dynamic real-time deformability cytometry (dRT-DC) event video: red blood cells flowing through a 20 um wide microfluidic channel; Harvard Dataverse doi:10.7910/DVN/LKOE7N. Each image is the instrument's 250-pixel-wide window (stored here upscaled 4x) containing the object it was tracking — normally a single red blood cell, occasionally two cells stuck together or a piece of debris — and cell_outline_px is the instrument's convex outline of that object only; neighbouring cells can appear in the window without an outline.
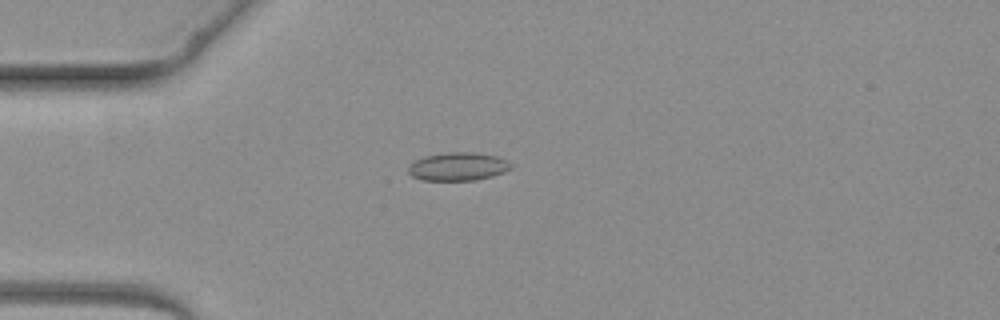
{"species": "common noctule bat (a hibernating species)", "species_latin": "Nyctalus noctula", "temperature_condition": "warm", "stored_images_in_passage": 1, "camera_frame_rate_fps": 3000, "um_per_image_px": 0.085, "animal": {"sex": "female", "body_mass_g": 19.3, "forearm_length_mm": 54.1}, "frame": {"image": 1, "passage_image": 1, "time_ms": 0.0, "image_size_px": [1000, 320], "cell_outline_px": [[512, 168], [504, 172], [492, 176], [476, 180], [420, 180], [412, 176], [408, 172], [408, 168], [416, 160], [424, 156], [448, 152], [472, 152], [496, 156], [508, 160], [512, 164]], "centroid_in_image_um": [38.95, 14.16], "position_along_channel_um": 46.0, "area_um2": 16.88}}